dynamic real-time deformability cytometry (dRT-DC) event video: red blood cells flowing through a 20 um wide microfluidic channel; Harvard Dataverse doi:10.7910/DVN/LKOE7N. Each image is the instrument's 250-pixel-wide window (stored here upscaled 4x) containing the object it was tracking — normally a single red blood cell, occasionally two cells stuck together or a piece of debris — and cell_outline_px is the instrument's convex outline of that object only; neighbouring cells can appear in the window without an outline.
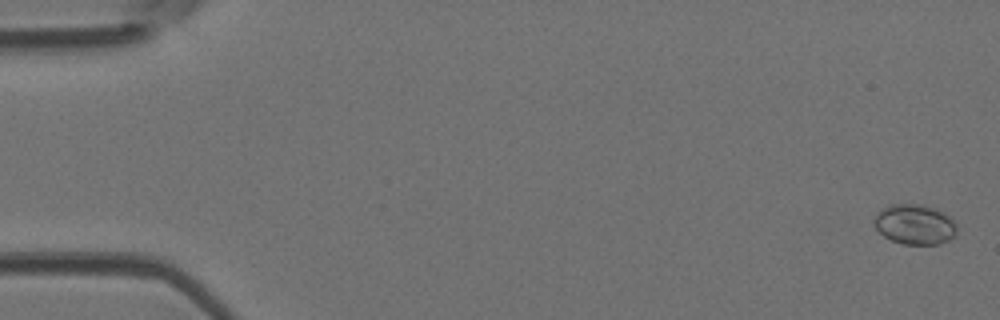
{"species": "Egyptian fruit bat (a non-hibernating species)", "species_latin": "Rousettus aegyptiacus", "temperature_condition": "room temperature", "stored_images_in_passage": 5, "camera_frame_rate_fps": 3000, "um_per_image_px": 0.085, "animal": {"sex": "female"}, "frame": {"image": 1, "passage_image": 1, "time_ms": 0.0, "image_size_px": [1000, 320], "cell_outline_px": [[956, 232], [948, 240], [940, 244], [904, 244], [892, 240], [884, 236], [876, 228], [876, 212], [880, 208], [892, 204], [924, 204], [936, 208], [944, 212], [956, 220]], "centroid_in_image_um": [77.79, 19.05], "position_along_channel_um": 7.2, "area_um2": 19.42}}
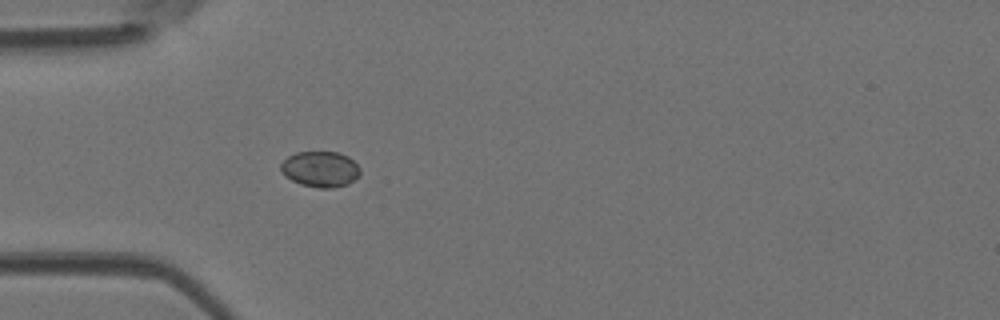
{"frame": {"image": 2, "passage_image": 5, "time_ms": 1.333, "image_size_px": [1000, 320], "cell_outline_px": [[360, 176], [348, 184], [332, 188], [320, 188], [300, 184], [284, 176], [280, 168], [280, 164], [288, 156], [296, 152], [336, 152], [348, 156], [360, 168]], "centroid_in_image_um": [27.22, 14.38], "position_along_channel_um": 57.8, "area_um2": 16.59}}